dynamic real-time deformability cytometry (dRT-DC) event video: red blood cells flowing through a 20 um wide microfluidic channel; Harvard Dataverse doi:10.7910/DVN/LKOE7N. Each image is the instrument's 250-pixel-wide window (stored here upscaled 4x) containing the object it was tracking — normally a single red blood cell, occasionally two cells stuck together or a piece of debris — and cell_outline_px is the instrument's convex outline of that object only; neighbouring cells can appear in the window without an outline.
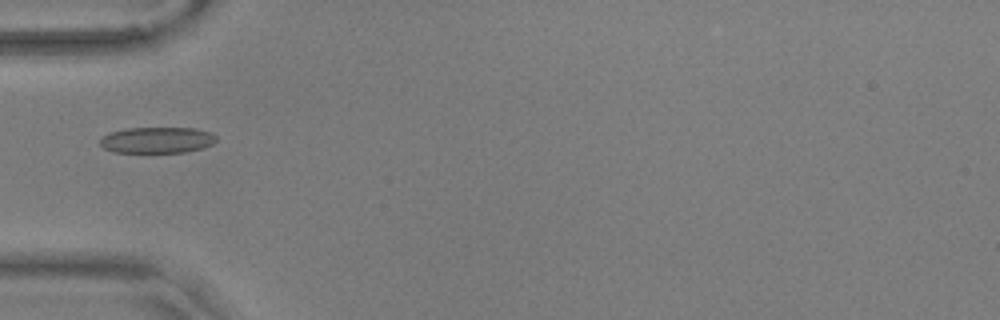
{"species": "common noctule bat (a hibernating species)", "species_latin": "Nyctalus noctula", "temperature_condition": "warm", "stored_images_in_passage": 38, "camera_frame_rate_fps": 3000, "um_per_image_px": 0.085, "animal": {"sex": "male", "body_mass_g": 17.9, "forearm_length_mm": 54.2}, "frame": {"image": 1, "passage_image": 1, "time_ms": 0.0, "image_size_px": [1000, 320], "cell_outline_px": [[216, 140], [212, 144], [200, 148], [184, 152], [116, 152], [104, 148], [100, 144], [100, 140], [108, 132], [128, 128], [196, 128], [208, 132], [216, 136]], "centroid_in_image_um": [13.33, 11.9], "position_along_channel_um": 71.7, "area_um2": 17.46}}
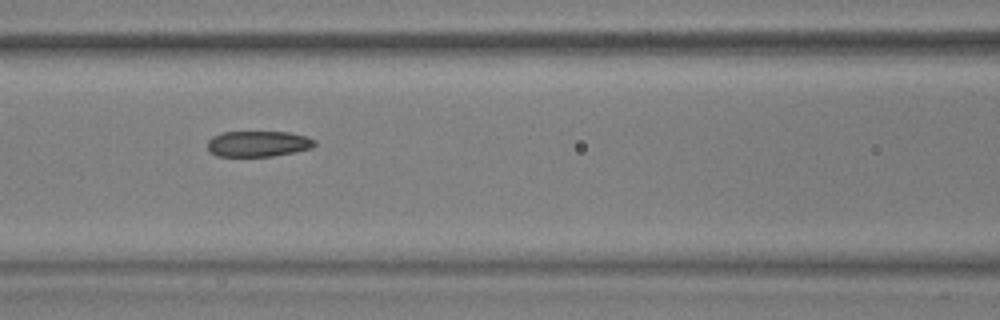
{"frame": {"image": 2, "passage_image": 7, "time_ms": 2.0, "image_size_px": [1000, 320], "cell_outline_px": [[316, 144], [312, 148], [272, 156], [216, 156], [208, 152], [208, 140], [212, 136], [224, 132], [288, 132], [304, 136], [316, 140]], "centroid_in_image_um": [21.91, 12.22], "position_along_channel_um": 144.7, "area_um2": 16.07}}
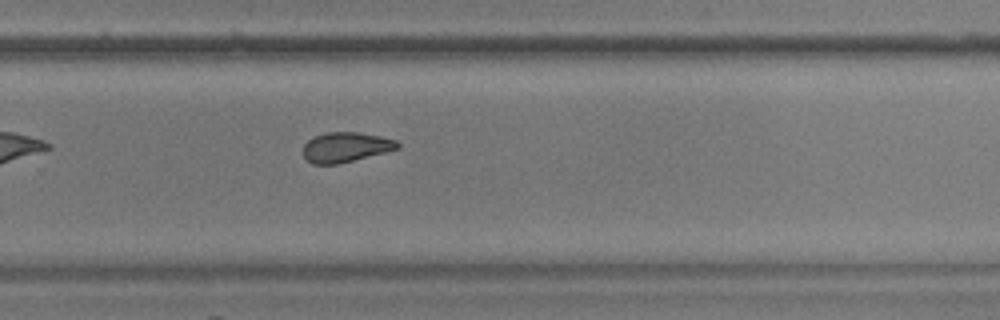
{"frame": {"image": 3, "passage_image": 20, "time_ms": 6.333, "image_size_px": [1000, 320], "cell_outline_px": [[400, 148], [336, 164], [312, 164], [304, 156], [304, 144], [308, 140], [324, 132], [356, 132], [380, 136], [396, 140], [400, 144]], "centroid_in_image_um": [29.38, 12.5], "position_along_channel_um": 300.4, "area_um2": 16.18}, "authors_computed_cell_mechanics": {"area_um2": 17.3111, "velocity_mm_per_s": 3.6061, "shape_relaxation_time_tau1_ms": null, "shape_relaxation_time_tau2_ms": 2.4807, "deformation_change_tau1": null, "deformation_change_tau2": 0.0751}}